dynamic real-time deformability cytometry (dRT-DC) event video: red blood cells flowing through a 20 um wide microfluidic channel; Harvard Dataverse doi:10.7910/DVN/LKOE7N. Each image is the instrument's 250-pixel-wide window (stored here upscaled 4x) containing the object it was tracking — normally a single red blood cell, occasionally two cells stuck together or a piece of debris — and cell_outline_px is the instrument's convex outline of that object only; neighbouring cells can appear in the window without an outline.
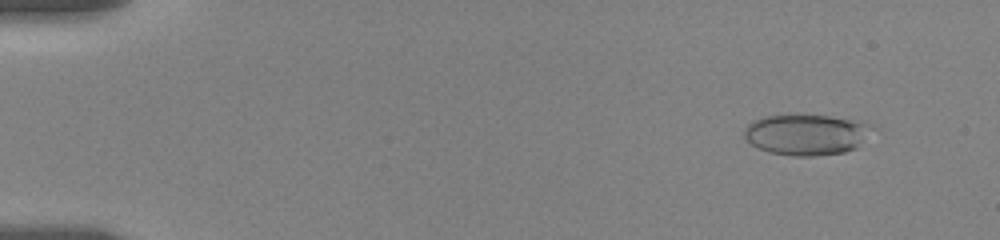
{"species": "human", "species_latin": "Homo sapiens", "temperature_condition": "room temperature", "stored_images_in_passage": 57, "camera_frame_rate_fps": 3000, "um_per_image_px": 0.085, "donor": {"sex": "female"}, "frame": {"image": 1, "passage_image": 5, "time_ms": 1.333, "image_size_px": [1000, 240], "cell_outline_px": [[880, 128], [856, 148], [844, 152], [812, 156], [792, 156], [768, 152], [752, 144], [744, 136], [744, 128], [752, 120], [764, 116], [828, 116], [864, 120]], "centroid_in_image_um": [68.67, 11.43], "position_along_channel_um": 16.3, "area_um2": 30.92}}
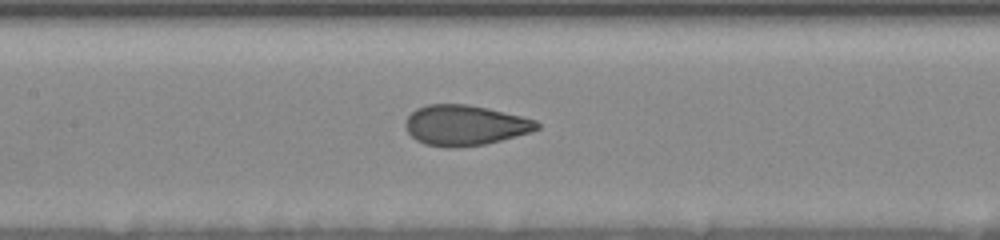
{"frame": {"image": 2, "passage_image": 28, "time_ms": 9.0, "image_size_px": [1000, 240], "cell_outline_px": [[540, 128], [532, 132], [484, 144], [456, 148], [448, 148], [424, 144], [416, 140], [404, 128], [404, 120], [416, 108], [428, 104], [468, 104], [488, 108], [536, 120], [540, 124]], "centroid_in_image_um": [39.49, 10.65], "position_along_channel_um": 167.9, "area_um2": 31.1}}
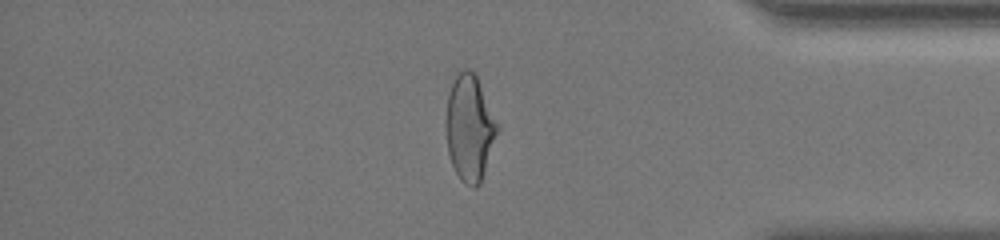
{"frame": {"image": 3, "passage_image": 49, "time_ms": 16.0, "image_size_px": [1000, 240], "cell_outline_px": [[500, 128], [480, 184], [476, 188], [472, 188], [464, 184], [460, 180], [452, 164], [448, 152], [444, 124], [448, 96], [452, 84], [456, 76], [464, 68], [468, 68], [476, 76]], "centroid_in_image_um": [39.91, 10.92], "position_along_channel_um": 395.3, "area_um2": 31.79}, "authors_computed_cell_mechanics": {"area_um2": 30.923, "velocity_mm_per_s": 3.5329, "shape_relaxation_time_tau1_ms": 9.7096, "shape_relaxation_time_tau2_ms": 0.7702, "deformation_change_tau1": 0.2136, "deformation_change_tau2": 0.058}}